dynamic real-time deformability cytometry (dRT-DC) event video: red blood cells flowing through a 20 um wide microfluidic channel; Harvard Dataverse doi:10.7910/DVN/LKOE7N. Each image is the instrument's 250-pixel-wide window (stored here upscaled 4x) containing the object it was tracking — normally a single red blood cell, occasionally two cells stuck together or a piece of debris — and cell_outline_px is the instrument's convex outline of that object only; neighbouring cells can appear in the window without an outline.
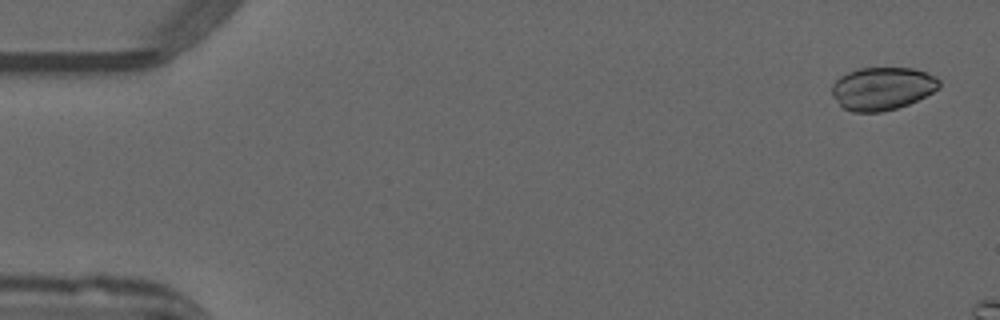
{"species": "common noctule bat (a hibernating species)", "species_latin": "Nyctalus noctula", "temperature_condition": "warm", "stored_images_in_passage": 9, "camera_frame_rate_fps": 3000, "um_per_image_px": 0.085, "animal": {"sex": "male", "forearm_length_mm": 52.5}, "frame": {"image": 1, "passage_image": 2, "time_ms": 0.333, "image_size_px": [1000, 320], "cell_outline_px": [[940, 88], [908, 104], [896, 108], [880, 112], [852, 112], [844, 108], [832, 96], [832, 84], [840, 76], [848, 72], [860, 68], [912, 68], [936, 76], [940, 80]], "centroid_in_image_um": [74.99, 7.52], "position_along_channel_um": 10.0, "area_um2": 26.7}}